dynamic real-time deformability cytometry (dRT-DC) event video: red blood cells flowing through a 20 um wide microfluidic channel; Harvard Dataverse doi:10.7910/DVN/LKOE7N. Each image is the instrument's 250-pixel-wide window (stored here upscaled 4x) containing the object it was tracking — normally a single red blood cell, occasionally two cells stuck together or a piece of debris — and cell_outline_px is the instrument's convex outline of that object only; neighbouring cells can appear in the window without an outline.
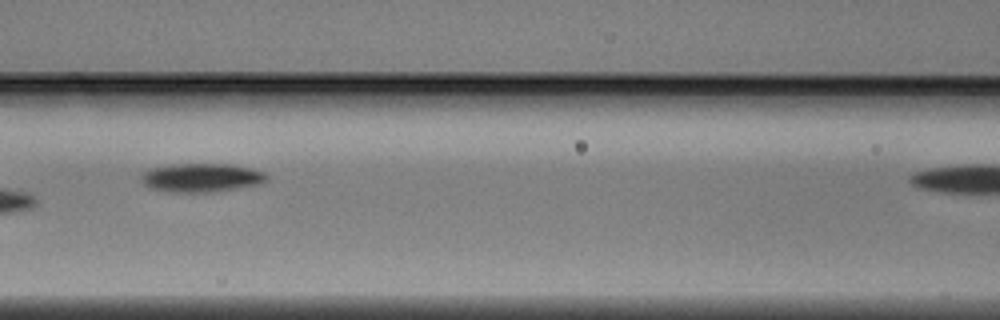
{"species": "Egyptian fruit bat (a non-hibernating species)", "species_latin": "Rousettus aegyptiacus", "temperature_condition": "warm", "stored_images_in_passage": 6, "segment_of_instrument_passage": [1, 2], "camera_frame_rate_fps": 3000, "um_per_image_px": 0.085, "animal": {"sex": "male"}, "frame": {"image": 1, "passage_image": 5, "time_ms": 1.333, "image_size_px": [1000, 320], "cell_outline_px": [[268, 180], [260, 184], [216, 192], [168, 192], [148, 188], [140, 180], [140, 176], [148, 168], [168, 164], [232, 164], [252, 168], [264, 172], [268, 176]], "centroid_in_image_um": [17.1, 15.1], "position_along_channel_um": 149.5, "area_um2": 21.44}}